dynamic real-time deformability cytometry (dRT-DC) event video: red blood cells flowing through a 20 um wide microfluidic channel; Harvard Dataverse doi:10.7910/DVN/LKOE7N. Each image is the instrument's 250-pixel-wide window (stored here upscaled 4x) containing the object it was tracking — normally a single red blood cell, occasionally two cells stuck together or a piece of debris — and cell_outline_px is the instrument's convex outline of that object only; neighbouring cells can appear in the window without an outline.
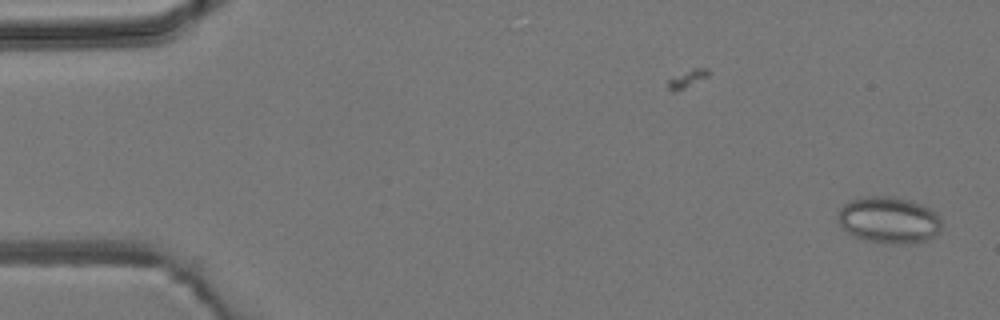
{"species": "common noctule bat (a hibernating species)", "species_latin": "Nyctalus noctula", "temperature_condition": "room temperature", "stored_images_in_passage": 2, "camera_frame_rate_fps": 3000, "um_per_image_px": 0.085, "animal": {"sex": "male", "body_mass_g": 19.2, "forearm_length_mm": 51.8}, "frame": {"image": 1, "passage_image": 2, "time_ms": 1.0, "image_size_px": [1000, 320], "cell_outline_px": [[940, 232], [932, 240], [908, 244], [896, 244], [868, 240], [856, 236], [840, 228], [836, 216], [840, 208], [844, 204], [852, 200], [868, 196], [892, 196], [908, 200], [920, 204], [936, 212], [940, 216]], "centroid_in_image_um": [75.57, 18.71], "position_along_channel_um": 9.4, "area_um2": 28.32}}